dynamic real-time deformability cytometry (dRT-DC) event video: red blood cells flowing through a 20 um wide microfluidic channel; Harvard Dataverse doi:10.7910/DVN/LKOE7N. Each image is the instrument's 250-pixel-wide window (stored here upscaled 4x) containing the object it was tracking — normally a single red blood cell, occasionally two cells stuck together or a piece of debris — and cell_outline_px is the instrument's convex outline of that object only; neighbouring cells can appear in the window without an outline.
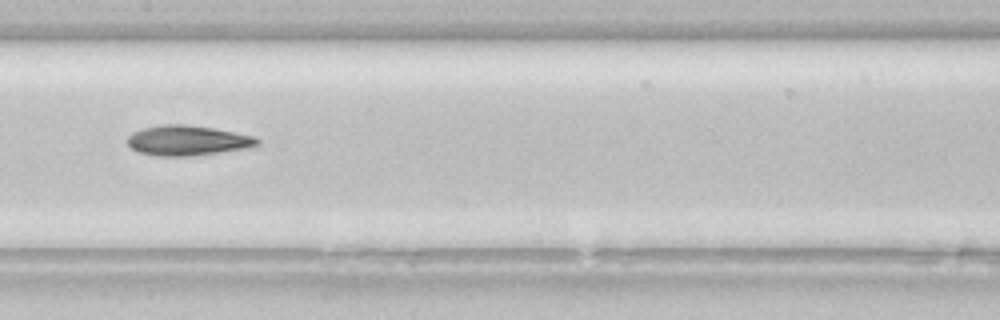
{"species": "common noctule bat (a hibernating species)", "species_latin": "Nyctalus noctula", "temperature_condition": "room temperature", "stored_images_in_passage": 38, "camera_frame_rate_fps": 3000, "um_per_image_px": 0.085, "animal": {"sex": "female", "body_mass_g": 22.7, "forearm_length_mm": 54.2}, "frame": {"image": 1, "passage_image": 12, "time_ms": 3.667, "image_size_px": [1000, 320], "cell_outline_px": [[260, 144], [244, 148], [188, 156], [160, 156], [140, 152], [132, 148], [128, 144], [128, 136], [132, 132], [144, 128], [160, 124], [184, 124], [216, 128], [256, 136], [260, 140]], "centroid_in_image_um": [15.95, 11.92], "position_along_channel_um": 191.4, "area_um2": 22.6}, "authors_computed_cell_mechanics": {"area_um2": 22.253, "velocity_mm_per_s": 3.8472, "shape_relaxation_time_tau1_ms": 10.8846, "shape_relaxation_time_tau2_ms": null, "deformation_change_tau1": 0.2414, "deformation_change_tau2": null}}